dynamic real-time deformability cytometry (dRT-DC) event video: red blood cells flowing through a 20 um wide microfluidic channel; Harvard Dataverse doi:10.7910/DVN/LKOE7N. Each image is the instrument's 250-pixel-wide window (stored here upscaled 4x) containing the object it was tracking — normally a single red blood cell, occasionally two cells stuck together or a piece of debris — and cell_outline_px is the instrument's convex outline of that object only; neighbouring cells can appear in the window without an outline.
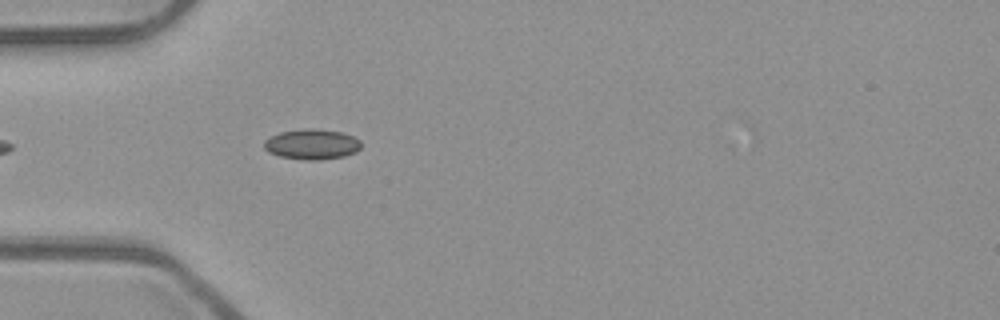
{"species": "common noctule bat (a hibernating species)", "species_latin": "Nyctalus noctula", "temperature_condition": "room temperature", "stored_images_in_passage": 11, "camera_frame_rate_fps": 3000, "um_per_image_px": 0.085, "animal": {"sex": "male", "body_mass_g": 23.1, "forearm_length_mm": 52.7}, "frame": {"image": 1, "passage_image": 5, "time_ms": 1.333, "image_size_px": [1000, 320], "cell_outline_px": [[360, 148], [356, 152], [344, 156], [320, 160], [304, 160], [280, 156], [268, 152], [264, 148], [264, 140], [280, 132], [308, 128], [340, 132], [352, 136], [360, 140]], "centroid_in_image_um": [26.5, 12.27], "position_along_channel_um": 58.5, "area_um2": 16.99}}
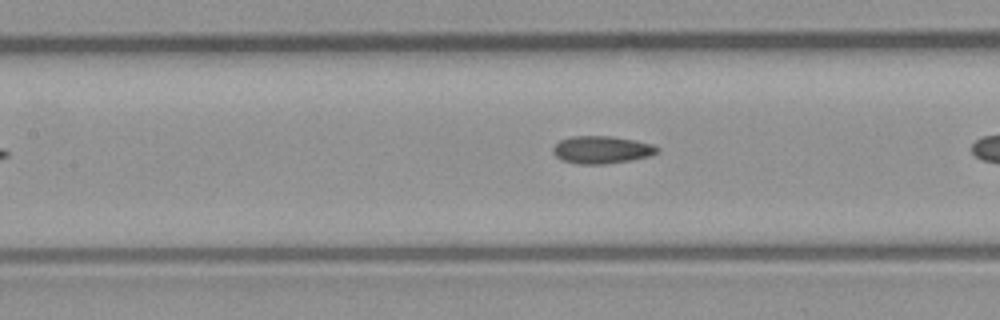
{"frame": {"image": 2, "passage_image": 10, "time_ms": 3.0, "image_size_px": [1000, 320], "cell_outline_px": [[660, 148], [656, 152], [648, 156], [628, 160], [604, 164], [576, 164], [560, 160], [552, 152], [552, 148], [560, 140], [572, 136], [612, 136], [636, 140], [652, 144]], "centroid_in_image_um": [51.1, 12.72], "position_along_channel_um": 156.3, "area_um2": 16.7}}